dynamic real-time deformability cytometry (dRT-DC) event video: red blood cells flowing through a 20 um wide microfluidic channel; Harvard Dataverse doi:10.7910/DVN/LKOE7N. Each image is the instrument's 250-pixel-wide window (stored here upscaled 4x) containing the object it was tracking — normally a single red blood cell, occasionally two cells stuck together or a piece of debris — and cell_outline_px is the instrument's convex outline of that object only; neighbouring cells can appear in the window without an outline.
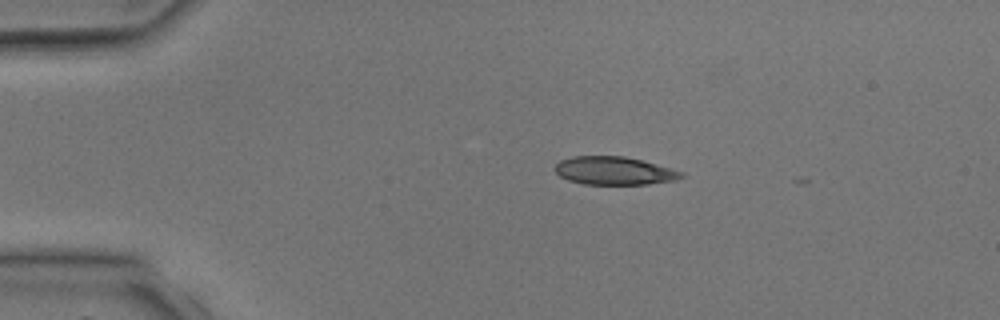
{"species": "common noctule bat (a hibernating species)", "species_latin": "Nyctalus noctula", "temperature_condition": "room temperature", "stored_images_in_passage": 3, "camera_frame_rate_fps": 3000, "um_per_image_px": 0.085, "animal": {"sex": "male", "body_mass_g": 17.9, "forearm_length_mm": 54.2}, "frame": {"image": 1, "passage_image": 2, "time_ms": 1.0, "image_size_px": [1000, 320], "cell_outline_px": [[684, 176], [676, 180], [648, 184], [584, 184], [568, 180], [560, 176], [556, 172], [556, 164], [560, 160], [572, 156], [624, 156], [656, 164], [684, 172]], "centroid_in_image_um": [52.21, 14.51], "position_along_channel_um": 32.8, "area_um2": 20.58}}